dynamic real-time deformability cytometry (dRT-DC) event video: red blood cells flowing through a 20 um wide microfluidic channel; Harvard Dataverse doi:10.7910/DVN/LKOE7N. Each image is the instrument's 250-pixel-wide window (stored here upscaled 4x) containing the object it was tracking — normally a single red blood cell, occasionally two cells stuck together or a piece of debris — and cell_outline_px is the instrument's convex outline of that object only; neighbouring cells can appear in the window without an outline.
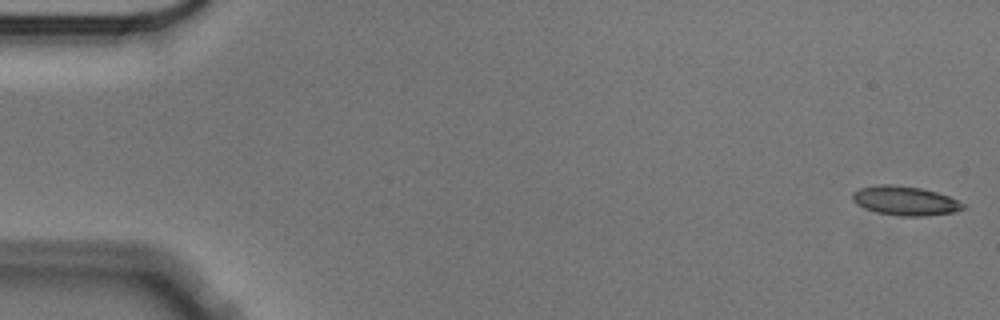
{"species": "Egyptian fruit bat (a non-hibernating species)", "species_latin": "Rousettus aegyptiacus", "temperature_condition": "cold", "stored_images_in_passage": 56, "camera_frame_rate_fps": 3000, "um_per_image_px": 0.085, "animal": {"sex": "male"}, "frame": {"image": 1, "passage_image": 1, "time_ms": 0.0, "image_size_px": [1000, 320], "cell_outline_px": [[964, 208], [952, 212], [924, 216], [900, 216], [876, 212], [864, 208], [856, 204], [852, 200], [852, 192], [860, 188], [880, 184], [892, 184], [920, 188], [936, 192], [948, 196], [964, 204]], "centroid_in_image_um": [76.87, 17.06], "position_along_channel_um": 8.1, "area_um2": 18.67}}
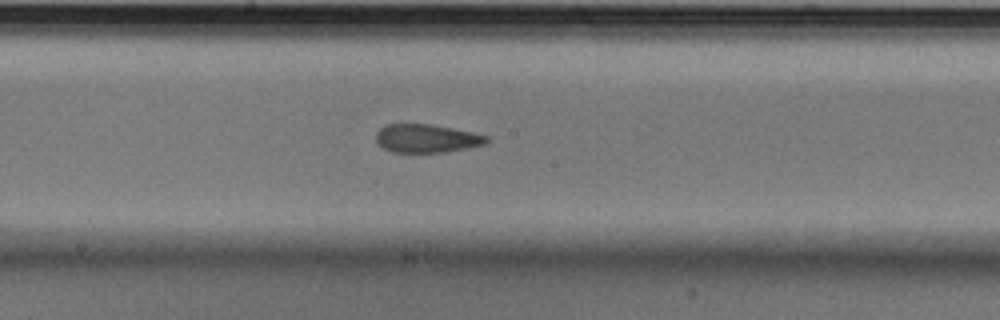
{"frame": {"image": 2, "passage_image": 30, "time_ms": 9.667, "image_size_px": [1000, 320], "cell_outline_px": [[488, 140], [484, 144], [444, 152], [392, 152], [384, 148], [376, 140], [376, 132], [384, 124], [432, 124], [472, 132], [488, 136]], "centroid_in_image_um": [36.23, 11.75], "position_along_channel_um": 212.0, "area_um2": 18.09}}
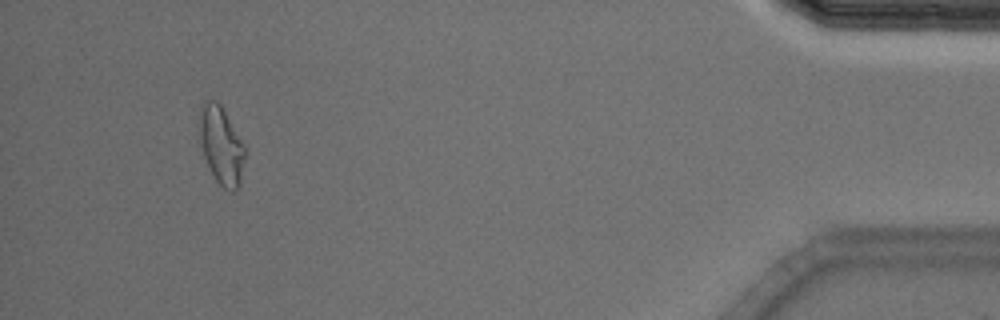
{"frame": {"image": 3, "passage_image": 53, "time_ms": 17.333, "image_size_px": [1000, 320], "cell_outline_px": [[248, 152], [240, 184], [236, 192], [228, 192], [216, 180], [204, 156], [200, 144], [200, 104], [204, 100], [216, 100], [220, 104], [248, 148]], "centroid_in_image_um": [18.87, 12.38], "position_along_channel_um": 416.3, "area_um2": 21.21}, "authors_computed_cell_mechanics": {"area_um2": 19.1896, "velocity_mm_per_s": 3.534, "shape_relaxation_time_tau1_ms": null, "shape_relaxation_time_tau2_ms": 1.9112, "deformation_change_tau1": null, "deformation_change_tau2": 0.0958}}